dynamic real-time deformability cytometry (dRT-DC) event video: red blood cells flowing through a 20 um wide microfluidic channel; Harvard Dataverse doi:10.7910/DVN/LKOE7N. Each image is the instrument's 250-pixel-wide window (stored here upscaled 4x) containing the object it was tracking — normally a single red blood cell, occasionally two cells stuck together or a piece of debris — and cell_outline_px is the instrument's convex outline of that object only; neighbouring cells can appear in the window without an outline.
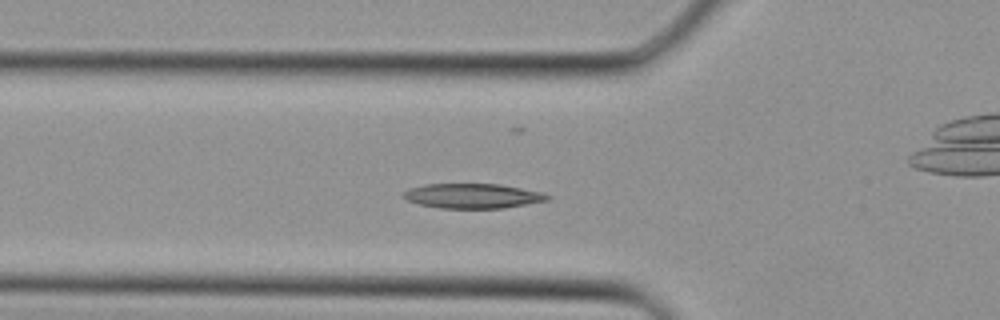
{"species": "Egyptian fruit bat (a non-hibernating species)", "species_latin": "Rousettus aegyptiacus", "temperature_condition": "cold", "stored_images_in_passage": 29, "camera_frame_rate_fps": 3000, "um_per_image_px": 0.085, "animal": {"sex": "female"}, "frame": {"image": 1, "passage_image": 9, "time_ms": 2.667, "image_size_px": [1000, 320], "cell_outline_px": [[552, 196], [548, 200], [504, 208], [440, 208], [420, 204], [408, 200], [400, 196], [400, 192], [408, 188], [424, 184], [500, 184], [540, 192]], "centroid_in_image_um": [40.11, 16.65], "position_along_channel_um": 85.7, "area_um2": 20.81}}
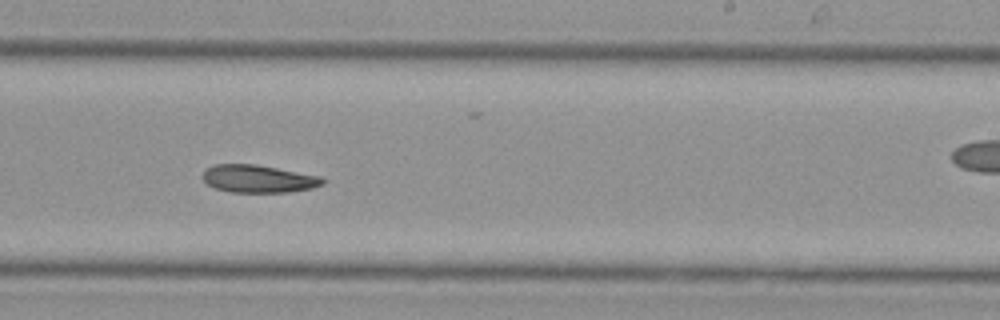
{"frame": {"image": 2, "passage_image": 19, "time_ms": 6.0, "image_size_px": [1000, 320], "cell_outline_px": [[324, 184], [312, 188], [288, 192], [228, 192], [216, 188], [208, 184], [200, 176], [212, 164], [256, 164], [320, 176], [324, 180]], "centroid_in_image_um": [21.94, 15.19], "position_along_channel_um": 267.1, "area_um2": 19.31}}
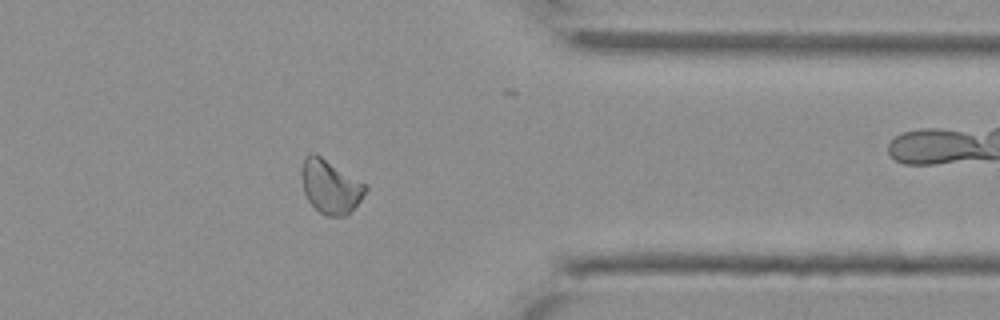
{"frame": {"image": 3, "passage_image": 26, "time_ms": 8.333, "image_size_px": [1000, 320], "cell_outline_px": [[368, 188], [360, 200], [348, 216], [328, 216], [320, 212], [308, 200], [304, 192], [300, 176], [304, 160], [312, 152], [316, 152], [368, 184]], "centroid_in_image_um": [28.11, 15.84], "position_along_channel_um": 383.3, "area_um2": 20.29}}